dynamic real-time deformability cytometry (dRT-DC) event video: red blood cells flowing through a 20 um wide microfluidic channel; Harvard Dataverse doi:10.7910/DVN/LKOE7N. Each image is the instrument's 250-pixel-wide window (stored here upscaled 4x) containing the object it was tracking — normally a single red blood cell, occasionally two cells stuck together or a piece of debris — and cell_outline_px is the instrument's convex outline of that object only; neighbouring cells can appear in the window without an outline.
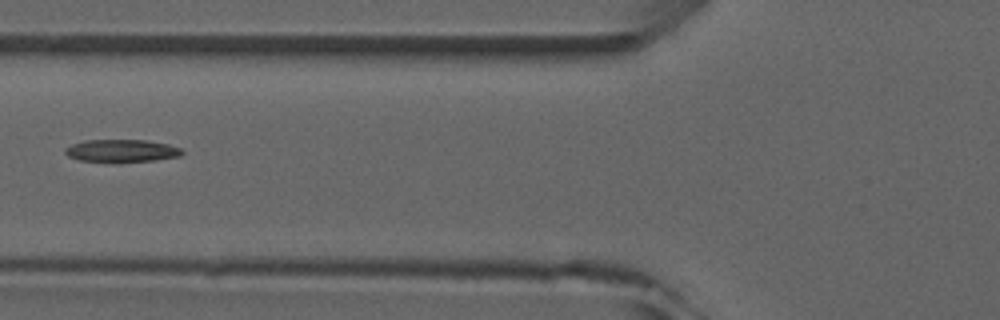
{"species": "common noctule bat (a hibernating species)", "species_latin": "Nyctalus noctula", "temperature_condition": "room temperature", "stored_images_in_passage": 7, "camera_frame_rate_fps": 3000, "um_per_image_px": 0.085, "animal": {"sex": "male", "forearm_length_mm": 52.5}, "frame": {"image": 1, "passage_image": 6, "time_ms": 6.0, "image_size_px": [1000, 320], "cell_outline_px": [[184, 152], [180, 156], [152, 160], [80, 160], [68, 156], [64, 152], [64, 148], [72, 144], [84, 140], [144, 140], [168, 144], [180, 148]], "centroid_in_image_um": [10.32, 12.78], "position_along_channel_um": 115.5, "area_um2": 14.74}}
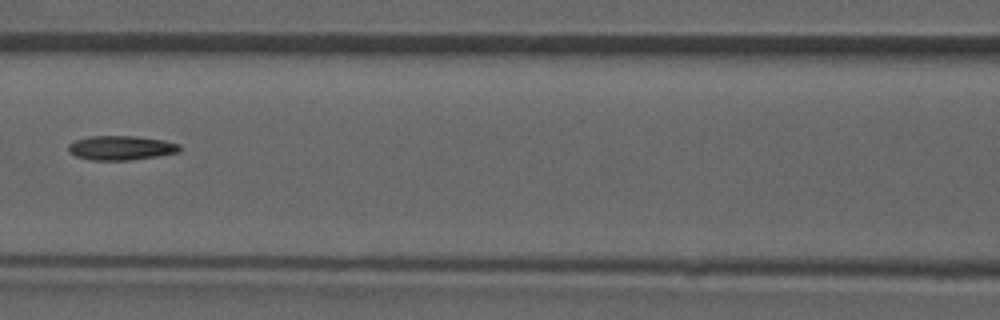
{"frame": {"image": 2, "passage_image": 7, "time_ms": 7.0, "image_size_px": [1000, 320], "cell_outline_px": [[180, 152], [156, 156], [128, 160], [92, 160], [76, 156], [68, 152], [68, 144], [76, 140], [92, 136], [136, 136], [164, 140], [180, 144]], "centroid_in_image_um": [10.29, 12.56], "position_along_channel_um": 156.3, "area_um2": 15.72}}